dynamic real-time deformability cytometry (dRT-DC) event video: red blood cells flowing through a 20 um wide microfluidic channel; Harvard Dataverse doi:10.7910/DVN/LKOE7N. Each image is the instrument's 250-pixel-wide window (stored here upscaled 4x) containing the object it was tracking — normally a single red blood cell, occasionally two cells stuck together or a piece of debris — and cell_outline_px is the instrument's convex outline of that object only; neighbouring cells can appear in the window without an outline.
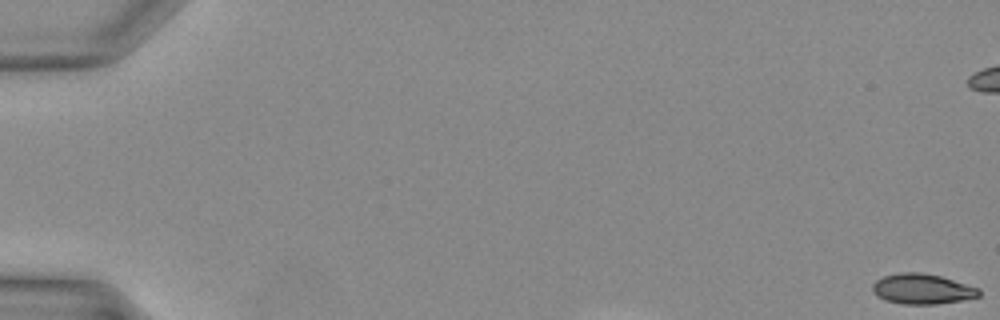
{"species": "Egyptian fruit bat (a non-hibernating species)", "species_latin": "Rousettus aegyptiacus", "temperature_condition": "warm", "stored_images_in_passage": 29, "camera_frame_rate_fps": 3000, "um_per_image_px": 0.085, "animal": {"sex": "female"}, "frame": {"image": 1, "passage_image": 1, "time_ms": 0.0, "image_size_px": [1000, 320], "cell_outline_px": [[980, 296], [960, 300], [936, 304], [904, 304], [884, 300], [872, 292], [872, 284], [876, 280], [884, 276], [900, 272], [920, 272], [940, 276], [980, 288]], "centroid_in_image_um": [78.36, 24.56], "position_along_channel_um": 6.6, "area_um2": 18.73}}
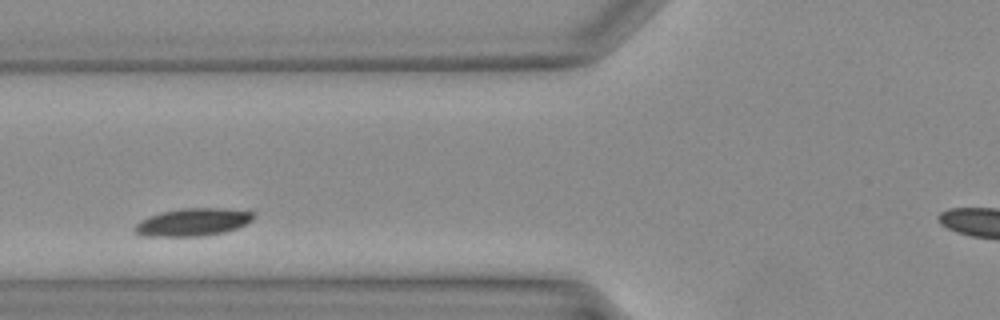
{"frame": {"image": 2, "passage_image": 11, "time_ms": 3.333, "image_size_px": [1000, 320], "cell_outline_px": [[256, 216], [252, 220], [236, 228], [224, 232], [204, 236], [140, 236], [132, 232], [132, 228], [140, 220], [148, 216], [160, 212], [180, 208], [224, 208], [256, 212]], "centroid_in_image_um": [16.35, 18.88], "position_along_channel_um": 109.5, "area_um2": 19.48}}
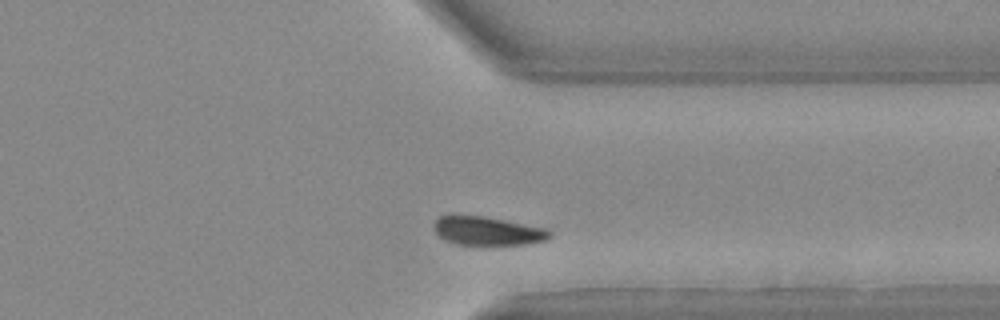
{"frame": {"image": 3, "passage_image": 27, "time_ms": 8.667, "image_size_px": [1000, 320], "cell_outline_px": [[552, 236], [548, 240], [528, 244], [456, 244], [444, 240], [432, 228], [432, 224], [440, 216], [480, 216], [548, 228], [552, 232]], "centroid_in_image_um": [41.48, 19.64], "position_along_channel_um": 369.9, "area_um2": 19.19}}